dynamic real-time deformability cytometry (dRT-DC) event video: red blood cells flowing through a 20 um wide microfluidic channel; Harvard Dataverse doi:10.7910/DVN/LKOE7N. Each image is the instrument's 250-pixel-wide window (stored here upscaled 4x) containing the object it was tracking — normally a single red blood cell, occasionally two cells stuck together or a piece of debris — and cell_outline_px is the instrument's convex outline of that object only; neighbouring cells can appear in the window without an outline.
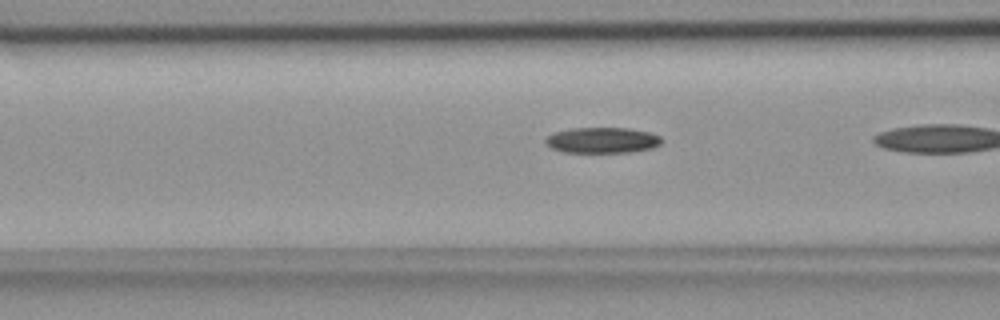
{"species": "common noctule bat (a hibernating species)", "species_latin": "Nyctalus noctula", "temperature_condition": "room temperature", "stored_images_in_passage": 20, "segment_of_instrument_passage": [2, 2], "camera_frame_rate_fps": 3000, "um_per_image_px": 0.085, "animal": {"sex": "female", "body_mass_g": 18.4}, "frame": {"image": 1, "passage_image": 18, "time_ms": 5.667, "image_size_px": [1000, 320], "cell_outline_px": [[664, 140], [660, 144], [652, 148], [632, 152], [564, 152], [552, 148], [544, 140], [552, 132], [572, 128], [628, 128], [648, 132], [660, 136]], "centroid_in_image_um": [51.21, 11.91], "position_along_channel_um": 115.4, "area_um2": 17.4}}